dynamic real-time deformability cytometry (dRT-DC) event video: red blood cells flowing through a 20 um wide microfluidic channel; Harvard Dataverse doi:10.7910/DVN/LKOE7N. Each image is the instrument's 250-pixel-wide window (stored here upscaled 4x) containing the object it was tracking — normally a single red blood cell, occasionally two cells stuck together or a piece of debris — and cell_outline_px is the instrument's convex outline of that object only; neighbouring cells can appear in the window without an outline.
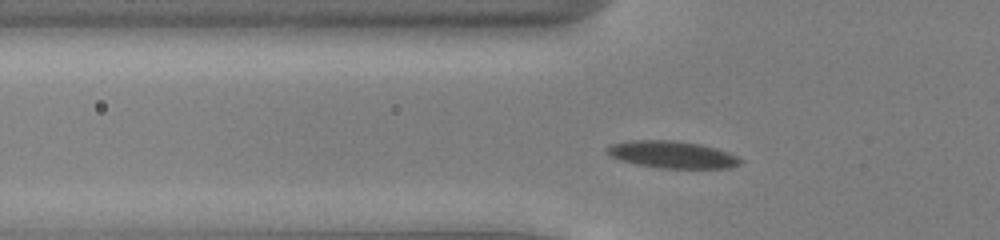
{"species": "common noctule bat (a hibernating species)", "species_latin": "Nyctalus noctula", "temperature_condition": "cold", "stored_images_in_passage": 43, "camera_frame_rate_fps": 3000, "um_per_image_px": 0.085, "animal": {"sex": "male", "body_mass_g": 13.0, "forearm_length_mm": 53.1}, "frame": {"image": 1, "passage_image": 8, "time_ms": 2.333, "image_size_px": [1000, 240], "cell_outline_px": [[740, 164], [728, 168], [660, 168], [636, 164], [620, 160], [604, 152], [604, 148], [612, 144], [628, 140], [676, 140], [700, 144], [716, 148], [728, 152], [736, 156], [740, 160]], "centroid_in_image_um": [57.08, 13.13], "position_along_channel_um": 68.7, "area_um2": 21.1}}
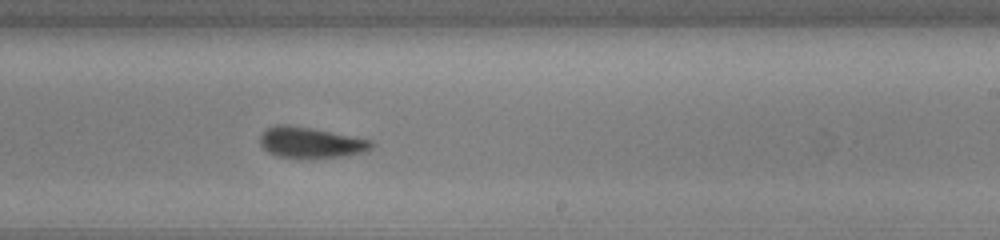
{"frame": {"image": 2, "passage_image": 23, "time_ms": 7.333, "image_size_px": [1000, 240], "cell_outline_px": [[376, 144], [368, 152], [348, 156], [276, 156], [268, 152], [260, 144], [260, 136], [268, 128], [276, 124], [288, 124], [312, 128], [372, 140]], "centroid_in_image_um": [26.47, 12.09], "position_along_channel_um": 262.5, "area_um2": 19.71}}
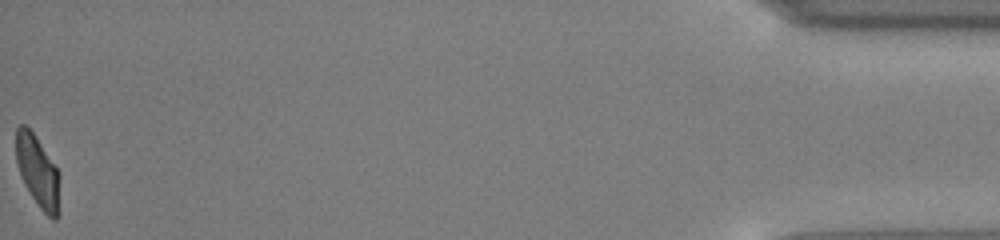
{"frame": {"image": 3, "passage_image": 43, "time_ms": 14.0, "image_size_px": [1000, 240], "cell_outline_px": [[60, 212], [56, 220], [52, 220], [40, 208], [24, 184], [20, 176], [16, 160], [16, 128], [20, 124], [24, 124], [36, 136], [60, 172]], "centroid_in_image_um": [3.25, 14.61], "position_along_channel_um": 432.0, "area_um2": 18.67}, "authors_computed_cell_mechanics": {"area_um2": 20.2878, "velocity_mm_per_s": 3.9235, "shape_relaxation_time_tau1_ms": 4.1551, "shape_relaxation_time_tau2_ms": 1.169, "deformation_change_tau1": 0.1517, "deformation_change_tau2": 0.0829}}